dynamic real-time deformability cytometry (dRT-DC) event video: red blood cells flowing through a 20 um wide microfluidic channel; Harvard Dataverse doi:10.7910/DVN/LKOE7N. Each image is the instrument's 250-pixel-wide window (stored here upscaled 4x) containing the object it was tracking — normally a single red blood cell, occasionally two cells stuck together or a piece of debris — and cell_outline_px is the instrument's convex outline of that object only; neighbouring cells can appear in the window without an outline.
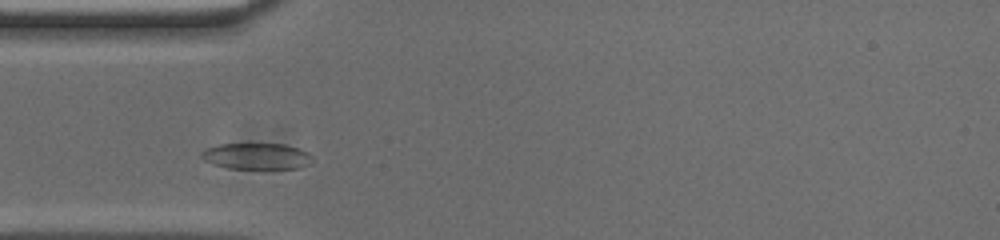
{"species": "common noctule bat (a hibernating species)", "species_latin": "Nyctalus noctula", "temperature_condition": "cold", "stored_images_in_passage": 34, "camera_frame_rate_fps": 3000, "um_per_image_px": 0.085, "animal": {"sex": "male", "body_mass_g": 20.0, "forearm_length_mm": 53.3}, "frame": {"image": 1, "passage_image": 6, "time_ms": 1.667, "image_size_px": [1000, 240], "cell_outline_px": [[312, 164], [300, 168], [228, 168], [212, 164], [204, 160], [200, 156], [200, 152], [204, 148], [216, 144], [284, 144], [300, 148], [308, 152], [312, 156]], "centroid_in_image_um": [21.8, 13.27], "position_along_channel_um": 63.2, "area_um2": 17.17}}
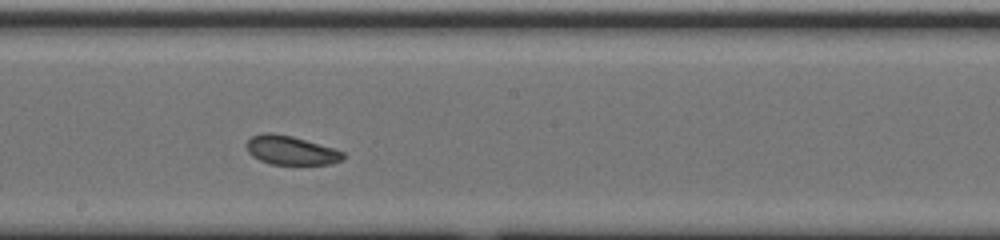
{"frame": {"image": 2, "passage_image": 19, "time_ms": 6.0, "image_size_px": [1000, 240], "cell_outline_px": [[344, 156], [340, 160], [328, 164], [272, 164], [260, 160], [252, 156], [248, 152], [244, 144], [252, 136], [264, 132], [272, 132], [292, 136], [332, 148], [344, 152]], "centroid_in_image_um": [24.65, 12.76], "position_along_channel_um": 223.5, "area_um2": 16.13}}
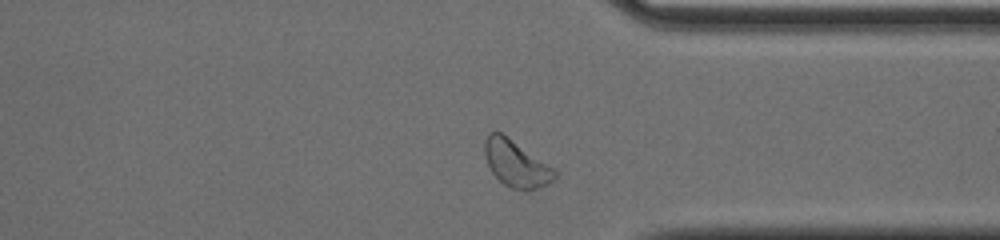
{"frame": {"image": 3, "passage_image": 31, "time_ms": 10.0, "image_size_px": [1000, 240], "cell_outline_px": [[556, 176], [548, 184], [524, 192], [512, 188], [504, 184], [492, 172], [484, 156], [484, 140], [488, 132], [500, 132], [556, 168]], "centroid_in_image_um": [43.87, 13.91], "position_along_channel_um": 367.5, "area_um2": 19.07}, "authors_computed_cell_mechanics": {"area_um2": 17.2533, "velocity_mm_per_s": 3.7, "shape_relaxation_time_tau1_ms": 2.8892, "shape_relaxation_time_tau2_ms": 9.0717, "deformation_change_tau1": 0.0605, "deformation_change_tau2": 0.1349}}